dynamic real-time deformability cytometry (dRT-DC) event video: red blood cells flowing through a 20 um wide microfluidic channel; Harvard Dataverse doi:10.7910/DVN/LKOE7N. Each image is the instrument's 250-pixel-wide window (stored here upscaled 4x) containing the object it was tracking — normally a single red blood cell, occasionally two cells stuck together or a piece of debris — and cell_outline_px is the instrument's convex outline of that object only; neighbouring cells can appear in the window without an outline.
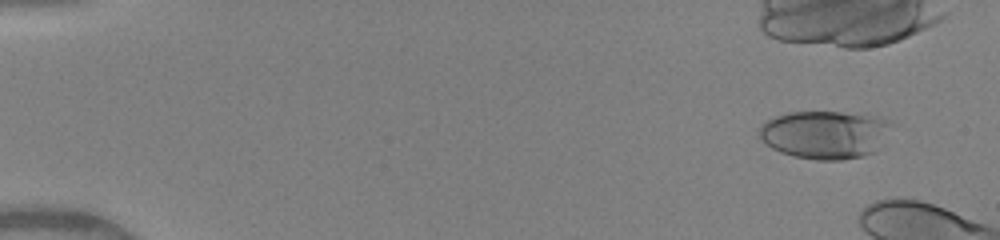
{"species": "human", "species_latin": "Homo sapiens", "temperature_condition": "warm", "stored_images_in_passage": 11, "camera_frame_rate_fps": 3000, "um_per_image_px": 0.085, "donor": {"sex": "female"}, "frame": {"image": 1, "passage_image": 4, "time_ms": 1.0, "image_size_px": [1000, 240], "cell_outline_px": [[888, 124], [876, 152], [860, 156], [840, 160], [816, 160], [796, 156], [780, 152], [772, 148], [760, 136], [760, 128], [768, 120], [776, 116], [788, 112], [864, 112], [876, 116], [884, 120]], "centroid_in_image_um": [70.09, 11.43], "position_along_channel_um": 14.9, "area_um2": 36.36}}